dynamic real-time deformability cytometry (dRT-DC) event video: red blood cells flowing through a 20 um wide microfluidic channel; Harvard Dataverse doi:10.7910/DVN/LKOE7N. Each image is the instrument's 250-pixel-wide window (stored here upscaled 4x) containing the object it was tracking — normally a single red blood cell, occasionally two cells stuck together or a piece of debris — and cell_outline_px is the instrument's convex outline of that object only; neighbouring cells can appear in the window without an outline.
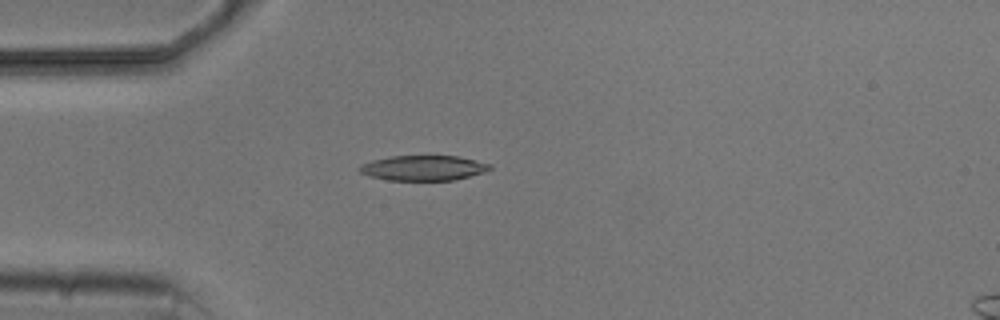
{"species": "common noctule bat (a hibernating species)", "species_latin": "Nyctalus noctula", "temperature_condition": "cold", "stored_images_in_passage": 3, "camera_frame_rate_fps": 3000, "um_per_image_px": 0.085, "animal": {"sex": "male", "body_mass_g": 20.5, "forearm_length_mm": 52.5}, "frame": {"image": 1, "passage_image": 3, "time_ms": 3.333, "image_size_px": [1000, 320], "cell_outline_px": [[492, 168], [484, 172], [452, 180], [388, 180], [368, 176], [360, 172], [356, 168], [360, 164], [372, 160], [392, 156], [460, 156], [492, 164]], "centroid_in_image_um": [35.96, 14.27], "position_along_channel_um": 49.0, "area_um2": 19.13}}